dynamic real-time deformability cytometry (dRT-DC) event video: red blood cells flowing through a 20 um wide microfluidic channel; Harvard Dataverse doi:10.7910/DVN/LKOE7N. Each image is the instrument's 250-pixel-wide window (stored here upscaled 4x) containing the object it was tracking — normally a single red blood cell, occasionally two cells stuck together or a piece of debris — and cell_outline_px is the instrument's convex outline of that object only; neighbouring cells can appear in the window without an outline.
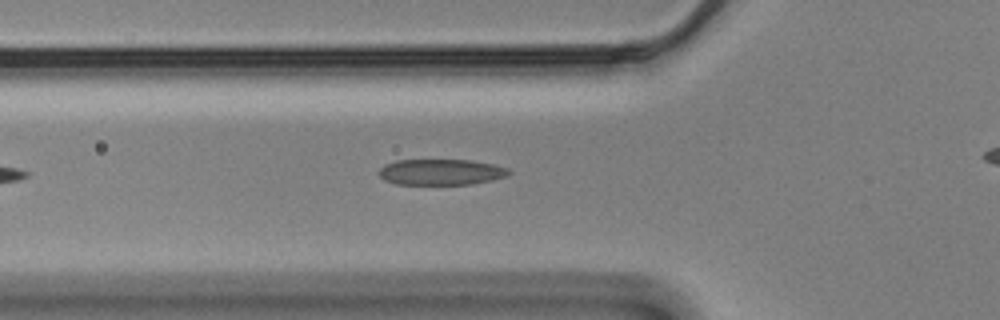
{"species": "Egyptian fruit bat (a non-hibernating species)", "species_latin": "Rousettus aegyptiacus", "temperature_condition": "cold", "stored_images_in_passage": 30, "camera_frame_rate_fps": 3000, "um_per_image_px": 0.085, "animal": {"sex": "male"}, "frame": {"image": 1, "passage_image": 9, "time_ms": 2.667, "image_size_px": [1000, 320], "cell_outline_px": [[512, 172], [508, 176], [492, 180], [472, 184], [396, 184], [384, 180], [380, 176], [380, 168], [384, 164], [396, 160], [472, 160], [496, 164], [508, 168]], "centroid_in_image_um": [37.53, 14.62], "position_along_channel_um": 88.3, "area_um2": 19.77}}
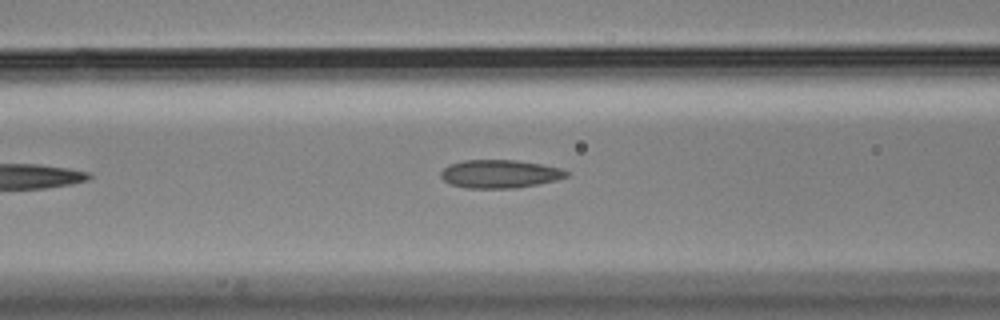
{"frame": {"image": 2, "passage_image": 12, "time_ms": 3.667, "image_size_px": [1000, 320], "cell_outline_px": [[568, 176], [556, 180], [516, 188], [464, 188], [452, 184], [444, 180], [440, 176], [440, 172], [444, 168], [452, 164], [464, 160], [516, 160], [540, 164], [560, 168], [568, 172]], "centroid_in_image_um": [42.47, 14.78], "position_along_channel_um": 124.1, "area_um2": 20.46}}
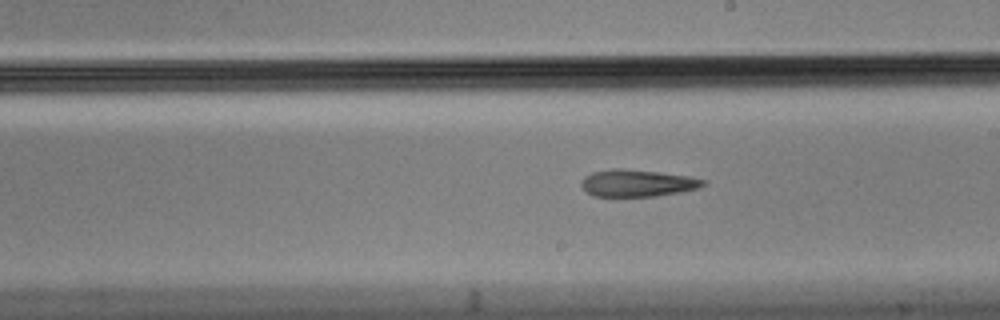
{"frame": {"image": 3, "passage_image": 18, "time_ms": 5.667, "image_size_px": [1000, 320], "cell_outline_px": [[708, 184], [696, 188], [680, 192], [656, 196], [592, 196], [580, 184], [584, 176], [592, 172], [612, 168], [624, 168], [660, 172], [688, 176], [708, 180]], "centroid_in_image_um": [54.19, 15.55], "position_along_channel_um": 234.8, "area_um2": 19.31}}